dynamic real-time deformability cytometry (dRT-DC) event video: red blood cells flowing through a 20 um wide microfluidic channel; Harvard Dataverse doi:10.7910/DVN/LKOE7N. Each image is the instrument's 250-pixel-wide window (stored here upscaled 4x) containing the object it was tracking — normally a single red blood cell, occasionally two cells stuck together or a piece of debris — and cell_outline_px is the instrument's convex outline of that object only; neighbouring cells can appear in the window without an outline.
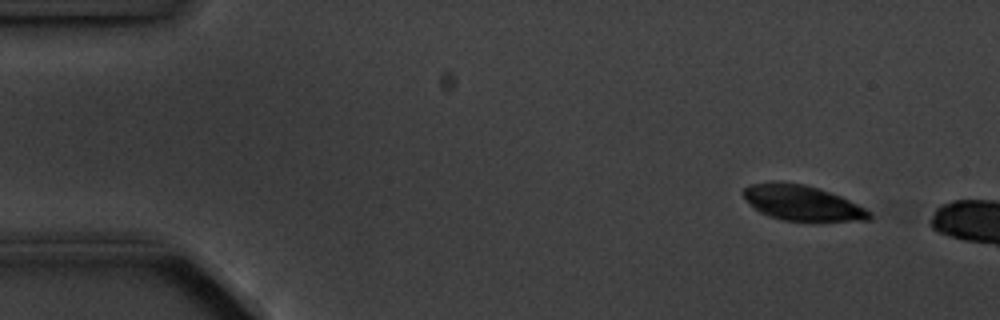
{"species": "common noctule bat (a hibernating species)", "species_latin": "Nyctalus noctula", "temperature_condition": "cold", "stored_images_in_passage": 4, "camera_frame_rate_fps": 3000, "um_per_image_px": 0.085, "animal": {"sex": "male", "body_mass_g": 20.1, "forearm_length_mm": 53.5}, "frame": {"image": 1, "passage_image": 2, "time_ms": 1.333, "image_size_px": [1000, 320], "cell_outline_px": [[872, 220], [808, 224], [780, 220], [768, 216], [760, 212], [744, 196], [744, 188], [752, 184], [772, 180], [780, 180], [804, 184], [820, 188], [840, 196], [872, 212]], "centroid_in_image_um": [68.25, 17.29], "position_along_channel_um": 16.8, "area_um2": 26.99}}